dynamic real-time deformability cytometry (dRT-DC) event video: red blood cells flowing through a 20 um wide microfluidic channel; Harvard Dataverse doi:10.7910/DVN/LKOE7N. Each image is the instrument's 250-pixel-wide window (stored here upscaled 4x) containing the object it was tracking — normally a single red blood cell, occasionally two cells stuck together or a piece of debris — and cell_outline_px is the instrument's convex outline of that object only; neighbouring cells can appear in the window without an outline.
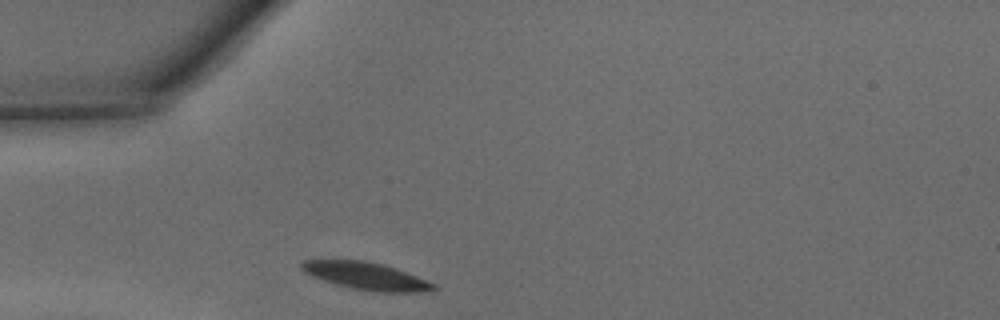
{"species": "common noctule bat (a hibernating species)", "species_latin": "Nyctalus noctula", "temperature_condition": "warm", "stored_images_in_passage": 24, "camera_frame_rate_fps": 3000, "um_per_image_px": 0.085, "animal": {"sex": "male", "body_mass_g": 15.6}, "frame": {"image": 1, "passage_image": 1, "time_ms": 0.0, "image_size_px": [1000, 320], "cell_outline_px": [[440, 288], [416, 292], [380, 292], [352, 288], [336, 284], [312, 276], [304, 272], [300, 268], [300, 264], [304, 260], [364, 260], [384, 264], [396, 268], [436, 284]], "centroid_in_image_um": [31.12, 23.45], "position_along_channel_um": 53.9, "area_um2": 20.92}}
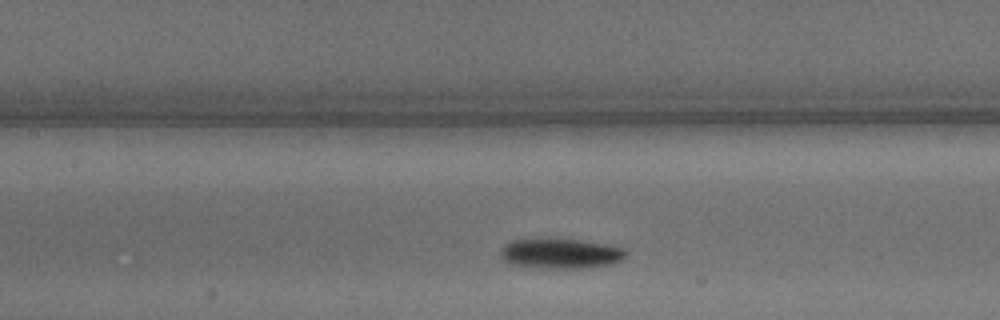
{"frame": {"image": 2, "passage_image": 9, "time_ms": 2.667, "image_size_px": [1000, 320], "cell_outline_px": [[628, 252], [620, 260], [612, 264], [588, 268], [540, 268], [512, 264], [504, 260], [500, 256], [500, 252], [504, 244], [512, 240], [548, 236], [580, 240], [608, 244], [624, 248]], "centroid_in_image_um": [47.63, 21.51], "position_along_channel_um": 159.8, "area_um2": 22.72}}
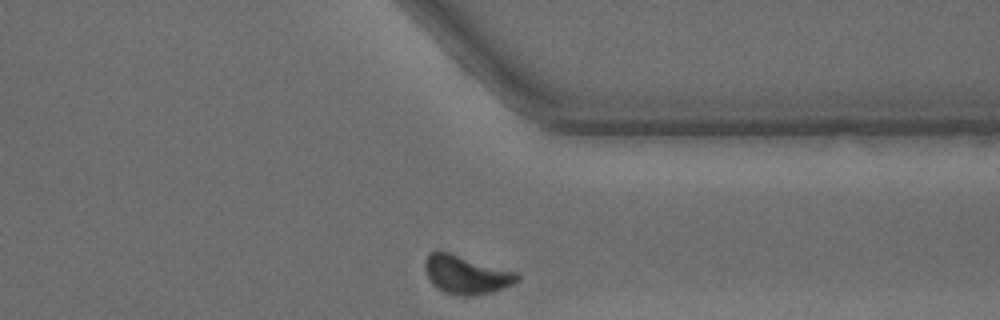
{"frame": {"image": 3, "passage_image": 24, "time_ms": 7.667, "image_size_px": [1000, 320], "cell_outline_px": [[520, 280], [512, 284], [492, 292], [476, 296], [460, 296], [444, 292], [436, 288], [428, 280], [424, 268], [424, 260], [428, 252], [448, 252], [520, 272]], "centroid_in_image_um": [39.63, 23.35], "position_along_channel_um": 371.8, "area_um2": 21.1}, "authors_computed_cell_mechanics": {"area_um2": 21.7039, "velocity_mm_per_s": 4.2769, "shape_relaxation_time_tau1_ms": 3.9599, "shape_relaxation_time_tau2_ms": null, "deformation_change_tau1": 0.1388, "deformation_change_tau2": null}}